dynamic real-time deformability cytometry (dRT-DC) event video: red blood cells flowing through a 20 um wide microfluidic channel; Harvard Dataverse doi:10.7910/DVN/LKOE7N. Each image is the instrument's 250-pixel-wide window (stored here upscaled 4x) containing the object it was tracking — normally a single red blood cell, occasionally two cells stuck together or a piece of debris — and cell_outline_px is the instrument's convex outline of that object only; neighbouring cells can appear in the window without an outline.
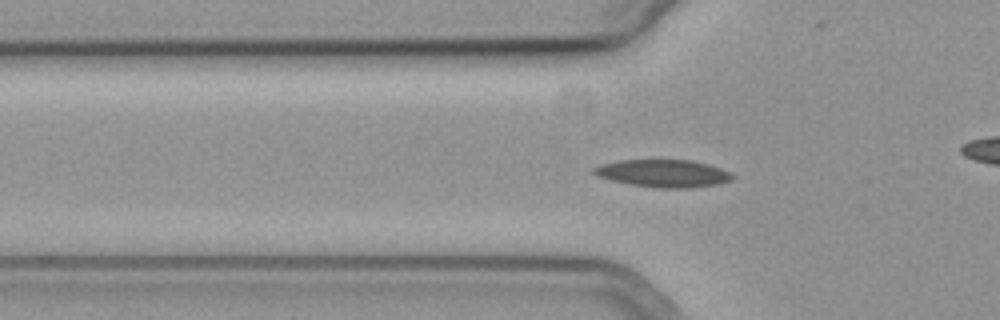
{"species": "common noctule bat (a hibernating species)", "species_latin": "Nyctalus noctula", "temperature_condition": "cold", "stored_images_in_passage": 48, "camera_frame_rate_fps": 3000, "um_per_image_px": 0.085, "animal": {"sex": "female", "body_mass_g": 19.3, "forearm_length_mm": 54.1}, "frame": {"image": 1, "passage_image": 19, "time_ms": 6.0, "image_size_px": [1000, 320], "cell_outline_px": [[736, 176], [732, 180], [720, 184], [692, 188], [656, 188], [628, 184], [608, 180], [596, 176], [592, 172], [592, 168], [600, 164], [620, 160], [692, 160], [708, 164], [720, 168]], "centroid_in_image_um": [56.35, 14.75], "position_along_channel_um": 69.4, "area_um2": 22.6}}
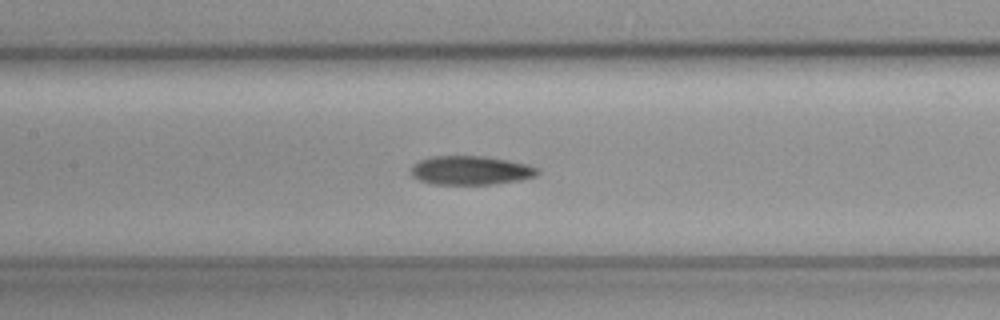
{"frame": {"image": 2, "passage_image": 27, "time_ms": 8.667, "image_size_px": [1000, 320], "cell_outline_px": [[540, 172], [536, 176], [520, 180], [492, 184], [436, 184], [420, 180], [412, 176], [412, 164], [420, 160], [432, 156], [484, 156], [528, 164], [540, 168]], "centroid_in_image_um": [40.04, 14.47], "position_along_channel_um": 167.4, "area_um2": 21.27}}
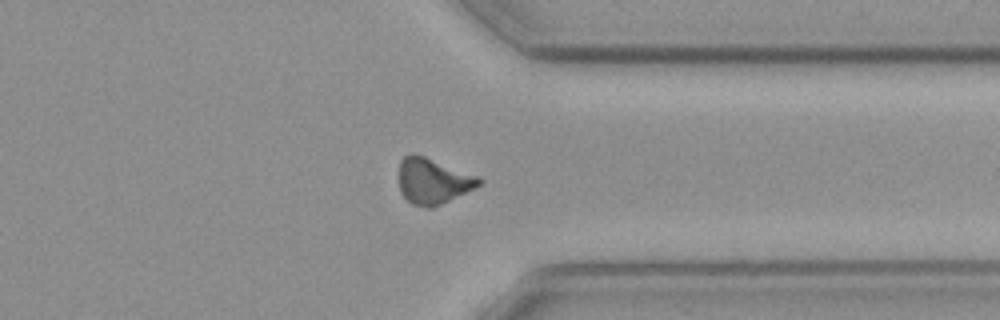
{"frame": {"image": 3, "passage_image": 44, "time_ms": 14.333, "image_size_px": [1000, 320], "cell_outline_px": [[484, 180], [480, 184], [432, 208], [428, 208], [412, 204], [400, 192], [400, 160], [404, 156], [412, 152], [424, 156], [480, 176]], "centroid_in_image_um": [36.79, 15.36], "position_along_channel_um": 374.6, "area_um2": 21.1}}